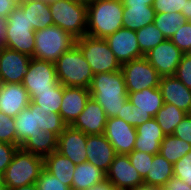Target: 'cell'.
I'll use <instances>...</instances> for the list:
<instances>
[{"mask_svg":"<svg viewBox=\"0 0 191 190\" xmlns=\"http://www.w3.org/2000/svg\"><path fill=\"white\" fill-rule=\"evenodd\" d=\"M89 92L104 109L107 118L116 117L128 100L125 79L122 70L94 74Z\"/></svg>","mask_w":191,"mask_h":190,"instance_id":"cell-1","label":"cell"},{"mask_svg":"<svg viewBox=\"0 0 191 190\" xmlns=\"http://www.w3.org/2000/svg\"><path fill=\"white\" fill-rule=\"evenodd\" d=\"M122 0H87L86 35L105 39L123 27Z\"/></svg>","mask_w":191,"mask_h":190,"instance_id":"cell-2","label":"cell"},{"mask_svg":"<svg viewBox=\"0 0 191 190\" xmlns=\"http://www.w3.org/2000/svg\"><path fill=\"white\" fill-rule=\"evenodd\" d=\"M14 119L19 148L31 135L41 132V129L51 131L59 136L67 127L59 113L45 111L41 109V106L31 102Z\"/></svg>","mask_w":191,"mask_h":190,"instance_id":"cell-3","label":"cell"},{"mask_svg":"<svg viewBox=\"0 0 191 190\" xmlns=\"http://www.w3.org/2000/svg\"><path fill=\"white\" fill-rule=\"evenodd\" d=\"M55 68L58 82L63 86L90 88L94 74L76 44L57 59Z\"/></svg>","mask_w":191,"mask_h":190,"instance_id":"cell-4","label":"cell"},{"mask_svg":"<svg viewBox=\"0 0 191 190\" xmlns=\"http://www.w3.org/2000/svg\"><path fill=\"white\" fill-rule=\"evenodd\" d=\"M43 169V157L18 148L2 176L5 190L36 184Z\"/></svg>","mask_w":191,"mask_h":190,"instance_id":"cell-5","label":"cell"},{"mask_svg":"<svg viewBox=\"0 0 191 190\" xmlns=\"http://www.w3.org/2000/svg\"><path fill=\"white\" fill-rule=\"evenodd\" d=\"M48 5L55 26L61 27L75 39L86 35L87 0H60Z\"/></svg>","mask_w":191,"mask_h":190,"instance_id":"cell-6","label":"cell"},{"mask_svg":"<svg viewBox=\"0 0 191 190\" xmlns=\"http://www.w3.org/2000/svg\"><path fill=\"white\" fill-rule=\"evenodd\" d=\"M35 31L29 24L26 13L18 5L6 18L3 47L18 51L33 58Z\"/></svg>","mask_w":191,"mask_h":190,"instance_id":"cell-7","label":"cell"},{"mask_svg":"<svg viewBox=\"0 0 191 190\" xmlns=\"http://www.w3.org/2000/svg\"><path fill=\"white\" fill-rule=\"evenodd\" d=\"M76 39L59 26H49L35 31L33 58L55 63L72 46Z\"/></svg>","mask_w":191,"mask_h":190,"instance_id":"cell-8","label":"cell"},{"mask_svg":"<svg viewBox=\"0 0 191 190\" xmlns=\"http://www.w3.org/2000/svg\"><path fill=\"white\" fill-rule=\"evenodd\" d=\"M75 44L83 53L93 74L116 72L121 69L122 65L109 48L105 39L84 35L76 39Z\"/></svg>","mask_w":191,"mask_h":190,"instance_id":"cell-9","label":"cell"},{"mask_svg":"<svg viewBox=\"0 0 191 190\" xmlns=\"http://www.w3.org/2000/svg\"><path fill=\"white\" fill-rule=\"evenodd\" d=\"M127 93L159 87L161 76L145 57L122 64Z\"/></svg>","mask_w":191,"mask_h":190,"instance_id":"cell-10","label":"cell"},{"mask_svg":"<svg viewBox=\"0 0 191 190\" xmlns=\"http://www.w3.org/2000/svg\"><path fill=\"white\" fill-rule=\"evenodd\" d=\"M58 84L55 63L31 58L28 71L22 81L29 98L35 92L51 91Z\"/></svg>","mask_w":191,"mask_h":190,"instance_id":"cell-11","label":"cell"},{"mask_svg":"<svg viewBox=\"0 0 191 190\" xmlns=\"http://www.w3.org/2000/svg\"><path fill=\"white\" fill-rule=\"evenodd\" d=\"M184 53L170 40L158 44L144 57L154 67L161 77L174 76Z\"/></svg>","mask_w":191,"mask_h":190,"instance_id":"cell-12","label":"cell"},{"mask_svg":"<svg viewBox=\"0 0 191 190\" xmlns=\"http://www.w3.org/2000/svg\"><path fill=\"white\" fill-rule=\"evenodd\" d=\"M106 180L116 190H132L144 184L142 177L131 164L127 154H116L106 173Z\"/></svg>","mask_w":191,"mask_h":190,"instance_id":"cell-13","label":"cell"},{"mask_svg":"<svg viewBox=\"0 0 191 190\" xmlns=\"http://www.w3.org/2000/svg\"><path fill=\"white\" fill-rule=\"evenodd\" d=\"M114 147L116 154H129L133 151L137 135L136 128L122 118H107L103 134Z\"/></svg>","mask_w":191,"mask_h":190,"instance_id":"cell-14","label":"cell"},{"mask_svg":"<svg viewBox=\"0 0 191 190\" xmlns=\"http://www.w3.org/2000/svg\"><path fill=\"white\" fill-rule=\"evenodd\" d=\"M105 41L121 65L144 57L140 51L136 31L134 30L122 27L107 36Z\"/></svg>","mask_w":191,"mask_h":190,"instance_id":"cell-15","label":"cell"},{"mask_svg":"<svg viewBox=\"0 0 191 190\" xmlns=\"http://www.w3.org/2000/svg\"><path fill=\"white\" fill-rule=\"evenodd\" d=\"M31 57L5 47L0 48V83H22Z\"/></svg>","mask_w":191,"mask_h":190,"instance_id":"cell-16","label":"cell"},{"mask_svg":"<svg viewBox=\"0 0 191 190\" xmlns=\"http://www.w3.org/2000/svg\"><path fill=\"white\" fill-rule=\"evenodd\" d=\"M87 135L80 130L67 126L58 136L57 151L69 158L75 165L87 162Z\"/></svg>","mask_w":191,"mask_h":190,"instance_id":"cell-17","label":"cell"},{"mask_svg":"<svg viewBox=\"0 0 191 190\" xmlns=\"http://www.w3.org/2000/svg\"><path fill=\"white\" fill-rule=\"evenodd\" d=\"M86 150L87 161L106 174L116 156L108 139L103 134L87 135Z\"/></svg>","mask_w":191,"mask_h":190,"instance_id":"cell-18","label":"cell"},{"mask_svg":"<svg viewBox=\"0 0 191 190\" xmlns=\"http://www.w3.org/2000/svg\"><path fill=\"white\" fill-rule=\"evenodd\" d=\"M106 122L107 116L104 109L90 97L84 110L71 126L86 135L104 134Z\"/></svg>","mask_w":191,"mask_h":190,"instance_id":"cell-19","label":"cell"},{"mask_svg":"<svg viewBox=\"0 0 191 190\" xmlns=\"http://www.w3.org/2000/svg\"><path fill=\"white\" fill-rule=\"evenodd\" d=\"M91 97L89 89L82 87L63 86L60 116L67 126H71L84 110L86 102Z\"/></svg>","mask_w":191,"mask_h":190,"instance_id":"cell-20","label":"cell"},{"mask_svg":"<svg viewBox=\"0 0 191 190\" xmlns=\"http://www.w3.org/2000/svg\"><path fill=\"white\" fill-rule=\"evenodd\" d=\"M29 103L28 92L22 83H0V112L16 117Z\"/></svg>","mask_w":191,"mask_h":190,"instance_id":"cell-21","label":"cell"},{"mask_svg":"<svg viewBox=\"0 0 191 190\" xmlns=\"http://www.w3.org/2000/svg\"><path fill=\"white\" fill-rule=\"evenodd\" d=\"M159 88L164 103L175 105L189 114L191 110V90L175 76H163Z\"/></svg>","mask_w":191,"mask_h":190,"instance_id":"cell-22","label":"cell"},{"mask_svg":"<svg viewBox=\"0 0 191 190\" xmlns=\"http://www.w3.org/2000/svg\"><path fill=\"white\" fill-rule=\"evenodd\" d=\"M137 135L133 150L145 152L147 154H159L161 142L166 136L153 117L136 127Z\"/></svg>","mask_w":191,"mask_h":190,"instance_id":"cell-23","label":"cell"},{"mask_svg":"<svg viewBox=\"0 0 191 190\" xmlns=\"http://www.w3.org/2000/svg\"><path fill=\"white\" fill-rule=\"evenodd\" d=\"M19 6L26 13L27 20L32 24L34 31L54 25L48 3L41 0H22Z\"/></svg>","mask_w":191,"mask_h":190,"instance_id":"cell-24","label":"cell"},{"mask_svg":"<svg viewBox=\"0 0 191 190\" xmlns=\"http://www.w3.org/2000/svg\"><path fill=\"white\" fill-rule=\"evenodd\" d=\"M44 169L72 190L73 173L76 165L58 151L44 157Z\"/></svg>","mask_w":191,"mask_h":190,"instance_id":"cell-25","label":"cell"},{"mask_svg":"<svg viewBox=\"0 0 191 190\" xmlns=\"http://www.w3.org/2000/svg\"><path fill=\"white\" fill-rule=\"evenodd\" d=\"M128 100L143 113H150L155 117L163 106L162 93L159 87L146 88L142 91L128 93Z\"/></svg>","mask_w":191,"mask_h":190,"instance_id":"cell-26","label":"cell"},{"mask_svg":"<svg viewBox=\"0 0 191 190\" xmlns=\"http://www.w3.org/2000/svg\"><path fill=\"white\" fill-rule=\"evenodd\" d=\"M58 136L51 132L41 129V132H37L31 135L20 148L26 152L33 153L35 155L45 157L52 152L57 151Z\"/></svg>","mask_w":191,"mask_h":190,"instance_id":"cell-27","label":"cell"},{"mask_svg":"<svg viewBox=\"0 0 191 190\" xmlns=\"http://www.w3.org/2000/svg\"><path fill=\"white\" fill-rule=\"evenodd\" d=\"M106 180V174L90 162L76 165L73 173L72 190H88Z\"/></svg>","mask_w":191,"mask_h":190,"instance_id":"cell-28","label":"cell"},{"mask_svg":"<svg viewBox=\"0 0 191 190\" xmlns=\"http://www.w3.org/2000/svg\"><path fill=\"white\" fill-rule=\"evenodd\" d=\"M155 14L153 6H124L123 28L137 31L152 24Z\"/></svg>","mask_w":191,"mask_h":190,"instance_id":"cell-29","label":"cell"},{"mask_svg":"<svg viewBox=\"0 0 191 190\" xmlns=\"http://www.w3.org/2000/svg\"><path fill=\"white\" fill-rule=\"evenodd\" d=\"M174 176L173 164L160 154L153 155L149 172L143 179L144 184L163 188Z\"/></svg>","mask_w":191,"mask_h":190,"instance_id":"cell-30","label":"cell"},{"mask_svg":"<svg viewBox=\"0 0 191 190\" xmlns=\"http://www.w3.org/2000/svg\"><path fill=\"white\" fill-rule=\"evenodd\" d=\"M186 115V112L180 110L175 105L164 103L154 118L156 119L158 125L161 127V130L165 133V135H170L173 134L176 126L183 120Z\"/></svg>","mask_w":191,"mask_h":190,"instance_id":"cell-31","label":"cell"},{"mask_svg":"<svg viewBox=\"0 0 191 190\" xmlns=\"http://www.w3.org/2000/svg\"><path fill=\"white\" fill-rule=\"evenodd\" d=\"M189 151H191L189 143L170 134L166 135L162 140L159 154L174 165Z\"/></svg>","mask_w":191,"mask_h":190,"instance_id":"cell-32","label":"cell"},{"mask_svg":"<svg viewBox=\"0 0 191 190\" xmlns=\"http://www.w3.org/2000/svg\"><path fill=\"white\" fill-rule=\"evenodd\" d=\"M62 96L63 85L59 83L51 91L35 92L30 97V102L41 106V109H44L45 111L50 110L52 112L59 113L62 103Z\"/></svg>","mask_w":191,"mask_h":190,"instance_id":"cell-33","label":"cell"},{"mask_svg":"<svg viewBox=\"0 0 191 190\" xmlns=\"http://www.w3.org/2000/svg\"><path fill=\"white\" fill-rule=\"evenodd\" d=\"M186 21L187 20L182 16V13L174 11L168 13H156L153 23L162 32L166 39H170Z\"/></svg>","mask_w":191,"mask_h":190,"instance_id":"cell-34","label":"cell"},{"mask_svg":"<svg viewBox=\"0 0 191 190\" xmlns=\"http://www.w3.org/2000/svg\"><path fill=\"white\" fill-rule=\"evenodd\" d=\"M137 42L145 56L151 49L155 48L158 44L166 40L162 32L154 25V23L146 25L136 31Z\"/></svg>","mask_w":191,"mask_h":190,"instance_id":"cell-35","label":"cell"},{"mask_svg":"<svg viewBox=\"0 0 191 190\" xmlns=\"http://www.w3.org/2000/svg\"><path fill=\"white\" fill-rule=\"evenodd\" d=\"M116 117L122 118L126 123L135 128L153 118L150 113L139 111L129 100L124 103L121 112H118Z\"/></svg>","mask_w":191,"mask_h":190,"instance_id":"cell-36","label":"cell"},{"mask_svg":"<svg viewBox=\"0 0 191 190\" xmlns=\"http://www.w3.org/2000/svg\"><path fill=\"white\" fill-rule=\"evenodd\" d=\"M0 142L17 145L15 119L0 112Z\"/></svg>","mask_w":191,"mask_h":190,"instance_id":"cell-37","label":"cell"},{"mask_svg":"<svg viewBox=\"0 0 191 190\" xmlns=\"http://www.w3.org/2000/svg\"><path fill=\"white\" fill-rule=\"evenodd\" d=\"M170 40L184 53H191V21H186Z\"/></svg>","mask_w":191,"mask_h":190,"instance_id":"cell-38","label":"cell"},{"mask_svg":"<svg viewBox=\"0 0 191 190\" xmlns=\"http://www.w3.org/2000/svg\"><path fill=\"white\" fill-rule=\"evenodd\" d=\"M131 164L138 171L139 175L144 179L149 172V167L153 161V155L141 152L138 150H133L131 153L127 154Z\"/></svg>","mask_w":191,"mask_h":190,"instance_id":"cell-39","label":"cell"},{"mask_svg":"<svg viewBox=\"0 0 191 190\" xmlns=\"http://www.w3.org/2000/svg\"><path fill=\"white\" fill-rule=\"evenodd\" d=\"M37 190H71V188L45 169L40 173L36 181Z\"/></svg>","mask_w":191,"mask_h":190,"instance_id":"cell-40","label":"cell"},{"mask_svg":"<svg viewBox=\"0 0 191 190\" xmlns=\"http://www.w3.org/2000/svg\"><path fill=\"white\" fill-rule=\"evenodd\" d=\"M174 177L181 179L191 187V151L173 165Z\"/></svg>","mask_w":191,"mask_h":190,"instance_id":"cell-41","label":"cell"},{"mask_svg":"<svg viewBox=\"0 0 191 190\" xmlns=\"http://www.w3.org/2000/svg\"><path fill=\"white\" fill-rule=\"evenodd\" d=\"M174 76L191 90V53L183 55Z\"/></svg>","mask_w":191,"mask_h":190,"instance_id":"cell-42","label":"cell"},{"mask_svg":"<svg viewBox=\"0 0 191 190\" xmlns=\"http://www.w3.org/2000/svg\"><path fill=\"white\" fill-rule=\"evenodd\" d=\"M187 0H154L153 9L155 13L178 12L182 13V8Z\"/></svg>","mask_w":191,"mask_h":190,"instance_id":"cell-43","label":"cell"},{"mask_svg":"<svg viewBox=\"0 0 191 190\" xmlns=\"http://www.w3.org/2000/svg\"><path fill=\"white\" fill-rule=\"evenodd\" d=\"M19 147L6 142H0V176H3L14 153Z\"/></svg>","mask_w":191,"mask_h":190,"instance_id":"cell-44","label":"cell"},{"mask_svg":"<svg viewBox=\"0 0 191 190\" xmlns=\"http://www.w3.org/2000/svg\"><path fill=\"white\" fill-rule=\"evenodd\" d=\"M172 135L191 145V116L189 114L176 126Z\"/></svg>","mask_w":191,"mask_h":190,"instance_id":"cell-45","label":"cell"},{"mask_svg":"<svg viewBox=\"0 0 191 190\" xmlns=\"http://www.w3.org/2000/svg\"><path fill=\"white\" fill-rule=\"evenodd\" d=\"M18 0H0V18L6 19L19 5Z\"/></svg>","mask_w":191,"mask_h":190,"instance_id":"cell-46","label":"cell"},{"mask_svg":"<svg viewBox=\"0 0 191 190\" xmlns=\"http://www.w3.org/2000/svg\"><path fill=\"white\" fill-rule=\"evenodd\" d=\"M165 190H191V187L177 177L170 178L163 187Z\"/></svg>","mask_w":191,"mask_h":190,"instance_id":"cell-47","label":"cell"},{"mask_svg":"<svg viewBox=\"0 0 191 190\" xmlns=\"http://www.w3.org/2000/svg\"><path fill=\"white\" fill-rule=\"evenodd\" d=\"M123 6H153L154 0H122Z\"/></svg>","mask_w":191,"mask_h":190,"instance_id":"cell-48","label":"cell"},{"mask_svg":"<svg viewBox=\"0 0 191 190\" xmlns=\"http://www.w3.org/2000/svg\"><path fill=\"white\" fill-rule=\"evenodd\" d=\"M88 190H116V189L108 180H104L103 182L91 187Z\"/></svg>","mask_w":191,"mask_h":190,"instance_id":"cell-49","label":"cell"},{"mask_svg":"<svg viewBox=\"0 0 191 190\" xmlns=\"http://www.w3.org/2000/svg\"><path fill=\"white\" fill-rule=\"evenodd\" d=\"M182 16L187 21H191V0H187L186 5L182 8Z\"/></svg>","mask_w":191,"mask_h":190,"instance_id":"cell-50","label":"cell"},{"mask_svg":"<svg viewBox=\"0 0 191 190\" xmlns=\"http://www.w3.org/2000/svg\"><path fill=\"white\" fill-rule=\"evenodd\" d=\"M6 19L0 18V48L4 45Z\"/></svg>","mask_w":191,"mask_h":190,"instance_id":"cell-51","label":"cell"},{"mask_svg":"<svg viewBox=\"0 0 191 190\" xmlns=\"http://www.w3.org/2000/svg\"><path fill=\"white\" fill-rule=\"evenodd\" d=\"M132 190H158V187L142 184V185H139V186H137L136 188H134Z\"/></svg>","mask_w":191,"mask_h":190,"instance_id":"cell-52","label":"cell"},{"mask_svg":"<svg viewBox=\"0 0 191 190\" xmlns=\"http://www.w3.org/2000/svg\"><path fill=\"white\" fill-rule=\"evenodd\" d=\"M10 190H37L36 184H30L27 186H21Z\"/></svg>","mask_w":191,"mask_h":190,"instance_id":"cell-53","label":"cell"},{"mask_svg":"<svg viewBox=\"0 0 191 190\" xmlns=\"http://www.w3.org/2000/svg\"><path fill=\"white\" fill-rule=\"evenodd\" d=\"M0 190H5L4 182H3V177L0 176Z\"/></svg>","mask_w":191,"mask_h":190,"instance_id":"cell-54","label":"cell"},{"mask_svg":"<svg viewBox=\"0 0 191 190\" xmlns=\"http://www.w3.org/2000/svg\"><path fill=\"white\" fill-rule=\"evenodd\" d=\"M41 1H44L45 3L51 4V3H55V2L60 1V0H41Z\"/></svg>","mask_w":191,"mask_h":190,"instance_id":"cell-55","label":"cell"}]
</instances>
